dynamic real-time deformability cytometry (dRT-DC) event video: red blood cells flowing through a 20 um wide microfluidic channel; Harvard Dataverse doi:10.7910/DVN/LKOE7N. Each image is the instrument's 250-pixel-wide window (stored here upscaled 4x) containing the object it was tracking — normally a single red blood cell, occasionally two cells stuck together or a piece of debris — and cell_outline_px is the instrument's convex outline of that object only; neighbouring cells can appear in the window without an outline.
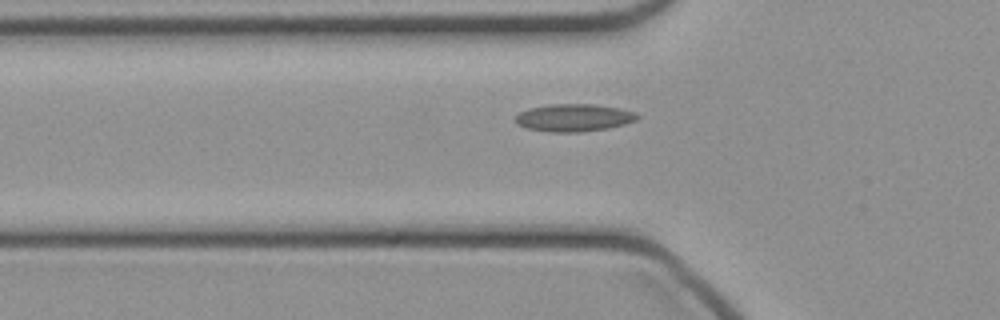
{"species": "common noctule bat (a hibernating species)", "species_latin": "Nyctalus noctula", "temperature_condition": "cold", "stored_images_in_passage": 43, "camera_frame_rate_fps": 3000, "um_per_image_px": 0.085, "animal": {"sex": "female", "body_mass_g": 21.9}, "frame": {"image": 1, "passage_image": 16, "time_ms": 5.0, "image_size_px": [1000, 320], "cell_outline_px": [[640, 116], [636, 120], [624, 124], [608, 128], [580, 132], [548, 132], [528, 128], [516, 124], [516, 116], [520, 112], [528, 108], [552, 104], [592, 104], [620, 108], [636, 112]], "centroid_in_image_um": [48.79, 10.0], "position_along_channel_um": 77.0, "area_um2": 19.54}}
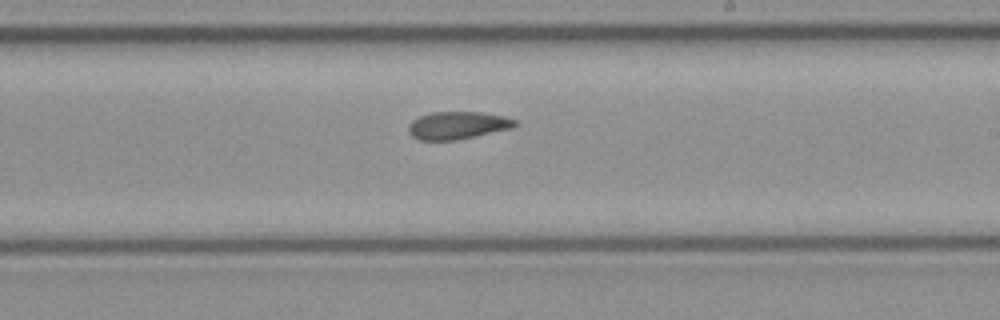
{"frame": {"image": 2, "passage_image": 28, "time_ms": 9.0, "image_size_px": [1000, 320], "cell_outline_px": [[520, 124], [512, 128], [476, 136], [456, 140], [420, 140], [412, 136], [408, 132], [408, 124], [412, 120], [420, 116], [432, 112], [480, 112], [504, 116], [516, 120]], "centroid_in_image_um": [38.9, 10.65], "position_along_channel_um": 250.1, "area_um2": 17.22}}
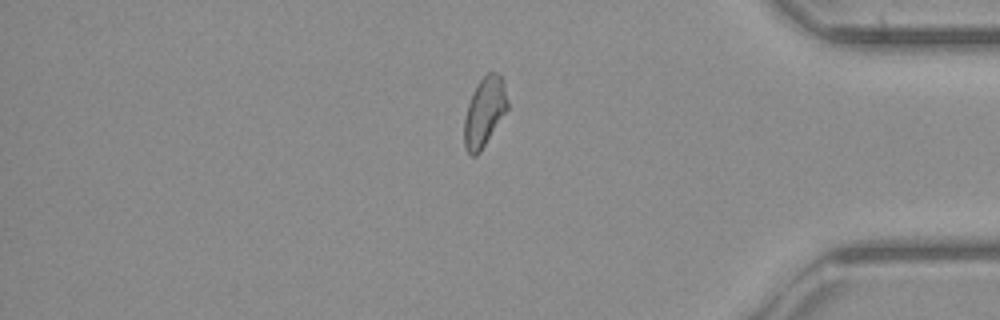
{"frame": {"image": 3, "passage_image": 40, "time_ms": 13.0, "image_size_px": [1000, 320], "cell_outline_px": [[508, 108], [480, 152], [476, 156], [472, 156], [464, 148], [464, 120], [468, 104], [472, 92], [476, 84], [488, 72], [496, 72], [500, 76], [504, 84], [508, 100]], "centroid_in_image_um": [41.16, 9.51], "position_along_channel_um": 394.0, "area_um2": 17.4}}